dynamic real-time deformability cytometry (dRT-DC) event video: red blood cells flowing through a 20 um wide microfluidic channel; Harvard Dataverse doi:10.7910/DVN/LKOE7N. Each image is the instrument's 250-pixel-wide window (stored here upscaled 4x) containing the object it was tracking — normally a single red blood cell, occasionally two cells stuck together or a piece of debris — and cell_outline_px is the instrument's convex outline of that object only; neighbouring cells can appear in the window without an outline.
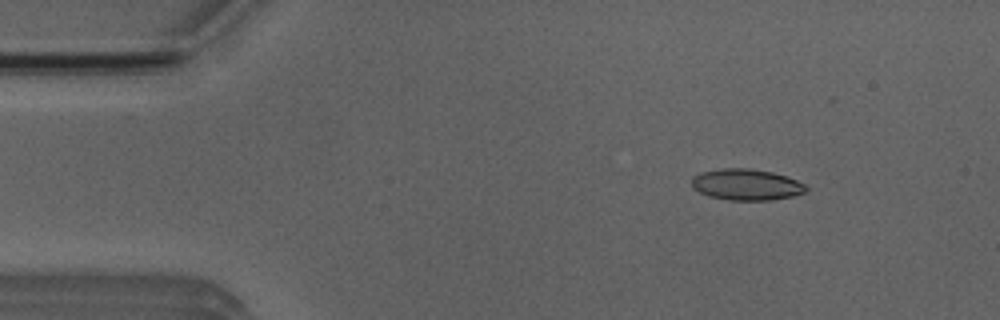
{"species": "Egyptian fruit bat (a non-hibernating species)", "species_latin": "Rousettus aegyptiacus", "temperature_condition": "room temperature", "stored_images_in_passage": 47, "camera_frame_rate_fps": 3000, "um_per_image_px": 0.085, "animal": {"sex": "male"}, "frame": {"image": 1, "passage_image": 7, "time_ms": 2.0, "image_size_px": [1000, 320], "cell_outline_px": [[808, 188], [804, 192], [792, 196], [772, 200], [728, 200], [708, 196], [692, 188], [692, 176], [700, 172], [720, 168], [748, 168], [772, 172], [788, 176], [804, 184]], "centroid_in_image_um": [63.41, 15.68], "position_along_channel_um": 21.6, "area_um2": 20.92}}
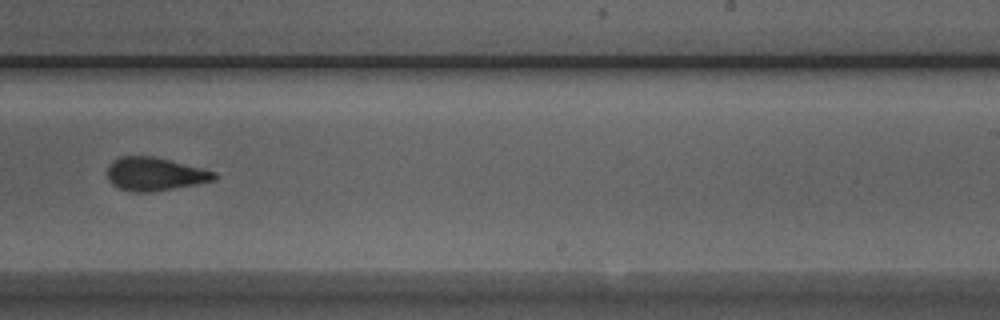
{"frame": {"image": 2, "passage_image": 32, "time_ms": 10.333, "image_size_px": [1000, 320], "cell_outline_px": [[216, 180], [196, 184], [152, 192], [132, 192], [120, 188], [112, 184], [108, 180], [108, 164], [112, 160], [120, 156], [152, 156], [216, 172]], "centroid_in_image_um": [13.12, 14.8], "position_along_channel_um": 275.9, "area_um2": 20.58}}
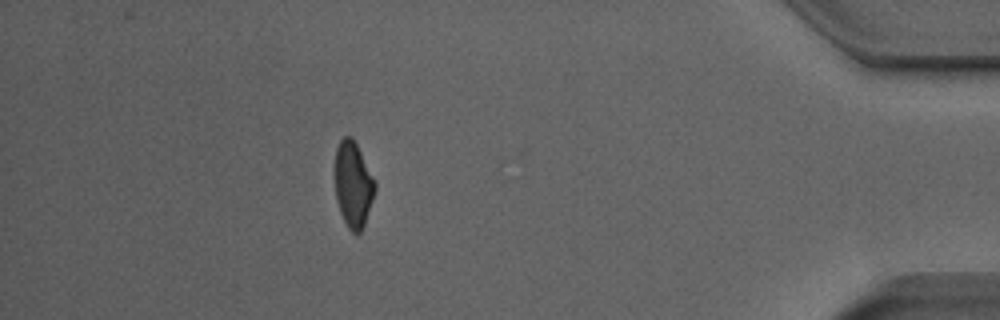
{"frame": {"image": 3, "passage_image": 46, "time_ms": 15.0, "image_size_px": [1000, 320], "cell_outline_px": [[376, 188], [364, 224], [360, 232], [356, 236], [348, 228], [340, 212], [336, 200], [336, 148], [340, 140], [344, 136], [352, 136], [376, 184]], "centroid_in_image_um": [30.01, 15.7], "position_along_channel_um": 405.2, "area_um2": 19.54}, "authors_computed_cell_mechanics": {"area_um2": 20.7502, "velocity_mm_per_s": 3.9396, "shape_relaxation_time_tau1_ms": 10.8002, "shape_relaxation_time_tau2_ms": 2.0339, "deformation_change_tau1": 0.2518, "deformation_change_tau2": 0.0881}}